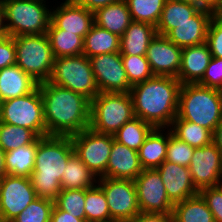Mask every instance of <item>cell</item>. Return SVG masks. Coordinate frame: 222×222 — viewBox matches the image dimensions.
Masks as SVG:
<instances>
[{
	"instance_id": "52a82bcc",
	"label": "cell",
	"mask_w": 222,
	"mask_h": 222,
	"mask_svg": "<svg viewBox=\"0 0 222 222\" xmlns=\"http://www.w3.org/2000/svg\"><path fill=\"white\" fill-rule=\"evenodd\" d=\"M16 65L37 83L48 81L54 64V55L45 34L14 36Z\"/></svg>"
},
{
	"instance_id": "30bf717a",
	"label": "cell",
	"mask_w": 222,
	"mask_h": 222,
	"mask_svg": "<svg viewBox=\"0 0 222 222\" xmlns=\"http://www.w3.org/2000/svg\"><path fill=\"white\" fill-rule=\"evenodd\" d=\"M71 137L74 153L87 168L97 177H106L113 135L101 134L91 128L74 134Z\"/></svg>"
},
{
	"instance_id": "d590c367",
	"label": "cell",
	"mask_w": 222,
	"mask_h": 222,
	"mask_svg": "<svg viewBox=\"0 0 222 222\" xmlns=\"http://www.w3.org/2000/svg\"><path fill=\"white\" fill-rule=\"evenodd\" d=\"M132 20L157 26L166 0H125Z\"/></svg>"
},
{
	"instance_id": "816d5d0a",
	"label": "cell",
	"mask_w": 222,
	"mask_h": 222,
	"mask_svg": "<svg viewBox=\"0 0 222 222\" xmlns=\"http://www.w3.org/2000/svg\"><path fill=\"white\" fill-rule=\"evenodd\" d=\"M213 17L218 21L222 22V2L219 8L213 13Z\"/></svg>"
},
{
	"instance_id": "e575fe53",
	"label": "cell",
	"mask_w": 222,
	"mask_h": 222,
	"mask_svg": "<svg viewBox=\"0 0 222 222\" xmlns=\"http://www.w3.org/2000/svg\"><path fill=\"white\" fill-rule=\"evenodd\" d=\"M38 138L32 130L0 122V147L4 152L34 143Z\"/></svg>"
},
{
	"instance_id": "5bb4252c",
	"label": "cell",
	"mask_w": 222,
	"mask_h": 222,
	"mask_svg": "<svg viewBox=\"0 0 222 222\" xmlns=\"http://www.w3.org/2000/svg\"><path fill=\"white\" fill-rule=\"evenodd\" d=\"M99 93L130 92L129 83L120 52L99 54L89 58Z\"/></svg>"
},
{
	"instance_id": "4dcf8cb0",
	"label": "cell",
	"mask_w": 222,
	"mask_h": 222,
	"mask_svg": "<svg viewBox=\"0 0 222 222\" xmlns=\"http://www.w3.org/2000/svg\"><path fill=\"white\" fill-rule=\"evenodd\" d=\"M46 35L55 58L83 54L84 39L81 36L57 29L52 23Z\"/></svg>"
},
{
	"instance_id": "603a6c76",
	"label": "cell",
	"mask_w": 222,
	"mask_h": 222,
	"mask_svg": "<svg viewBox=\"0 0 222 222\" xmlns=\"http://www.w3.org/2000/svg\"><path fill=\"white\" fill-rule=\"evenodd\" d=\"M156 35L154 25L133 21L120 37V54L145 56L149 43Z\"/></svg>"
},
{
	"instance_id": "7402d4cb",
	"label": "cell",
	"mask_w": 222,
	"mask_h": 222,
	"mask_svg": "<svg viewBox=\"0 0 222 222\" xmlns=\"http://www.w3.org/2000/svg\"><path fill=\"white\" fill-rule=\"evenodd\" d=\"M38 84L17 65L0 70V97L2 102L29 94L38 87Z\"/></svg>"
},
{
	"instance_id": "d4e9b609",
	"label": "cell",
	"mask_w": 222,
	"mask_h": 222,
	"mask_svg": "<svg viewBox=\"0 0 222 222\" xmlns=\"http://www.w3.org/2000/svg\"><path fill=\"white\" fill-rule=\"evenodd\" d=\"M133 22L127 2L107 5L94 12V24L121 37L129 25Z\"/></svg>"
},
{
	"instance_id": "277c9868",
	"label": "cell",
	"mask_w": 222,
	"mask_h": 222,
	"mask_svg": "<svg viewBox=\"0 0 222 222\" xmlns=\"http://www.w3.org/2000/svg\"><path fill=\"white\" fill-rule=\"evenodd\" d=\"M176 118L196 123L213 133L222 120L220 90L199 84H182Z\"/></svg>"
},
{
	"instance_id": "bcb514c9",
	"label": "cell",
	"mask_w": 222,
	"mask_h": 222,
	"mask_svg": "<svg viewBox=\"0 0 222 222\" xmlns=\"http://www.w3.org/2000/svg\"><path fill=\"white\" fill-rule=\"evenodd\" d=\"M77 5L85 7L91 12H95L97 9L103 8L107 5L120 2L122 0H73Z\"/></svg>"
},
{
	"instance_id": "f5cc1de1",
	"label": "cell",
	"mask_w": 222,
	"mask_h": 222,
	"mask_svg": "<svg viewBox=\"0 0 222 222\" xmlns=\"http://www.w3.org/2000/svg\"><path fill=\"white\" fill-rule=\"evenodd\" d=\"M177 1H182L191 5H194L198 9H201V0H177Z\"/></svg>"
},
{
	"instance_id": "681fc988",
	"label": "cell",
	"mask_w": 222,
	"mask_h": 222,
	"mask_svg": "<svg viewBox=\"0 0 222 222\" xmlns=\"http://www.w3.org/2000/svg\"><path fill=\"white\" fill-rule=\"evenodd\" d=\"M222 0H201V10H206L212 14L219 8Z\"/></svg>"
},
{
	"instance_id": "f1b7e54d",
	"label": "cell",
	"mask_w": 222,
	"mask_h": 222,
	"mask_svg": "<svg viewBox=\"0 0 222 222\" xmlns=\"http://www.w3.org/2000/svg\"><path fill=\"white\" fill-rule=\"evenodd\" d=\"M172 222H215L213 214L200 194L174 204Z\"/></svg>"
},
{
	"instance_id": "7c38bea8",
	"label": "cell",
	"mask_w": 222,
	"mask_h": 222,
	"mask_svg": "<svg viewBox=\"0 0 222 222\" xmlns=\"http://www.w3.org/2000/svg\"><path fill=\"white\" fill-rule=\"evenodd\" d=\"M36 198L30 178L5 175L0 179V222H11Z\"/></svg>"
},
{
	"instance_id": "4316f807",
	"label": "cell",
	"mask_w": 222,
	"mask_h": 222,
	"mask_svg": "<svg viewBox=\"0 0 222 222\" xmlns=\"http://www.w3.org/2000/svg\"><path fill=\"white\" fill-rule=\"evenodd\" d=\"M97 179L85 163L73 153L68 158L60 184L62 189H89L97 184Z\"/></svg>"
},
{
	"instance_id": "484cf974",
	"label": "cell",
	"mask_w": 222,
	"mask_h": 222,
	"mask_svg": "<svg viewBox=\"0 0 222 222\" xmlns=\"http://www.w3.org/2000/svg\"><path fill=\"white\" fill-rule=\"evenodd\" d=\"M120 52V37L93 24L84 37L83 55L88 58L99 54Z\"/></svg>"
},
{
	"instance_id": "83f0119b",
	"label": "cell",
	"mask_w": 222,
	"mask_h": 222,
	"mask_svg": "<svg viewBox=\"0 0 222 222\" xmlns=\"http://www.w3.org/2000/svg\"><path fill=\"white\" fill-rule=\"evenodd\" d=\"M198 10L196 6L182 1L166 0L156 26L157 34L165 36L175 25L189 21Z\"/></svg>"
},
{
	"instance_id": "d6a6232c",
	"label": "cell",
	"mask_w": 222,
	"mask_h": 222,
	"mask_svg": "<svg viewBox=\"0 0 222 222\" xmlns=\"http://www.w3.org/2000/svg\"><path fill=\"white\" fill-rule=\"evenodd\" d=\"M154 127L138 117L126 122L115 134L114 140L138 151Z\"/></svg>"
},
{
	"instance_id": "ffe728a7",
	"label": "cell",
	"mask_w": 222,
	"mask_h": 222,
	"mask_svg": "<svg viewBox=\"0 0 222 222\" xmlns=\"http://www.w3.org/2000/svg\"><path fill=\"white\" fill-rule=\"evenodd\" d=\"M142 170L138 152L117 142L113 137L106 177L135 180Z\"/></svg>"
},
{
	"instance_id": "db71d44e",
	"label": "cell",
	"mask_w": 222,
	"mask_h": 222,
	"mask_svg": "<svg viewBox=\"0 0 222 222\" xmlns=\"http://www.w3.org/2000/svg\"><path fill=\"white\" fill-rule=\"evenodd\" d=\"M4 31L3 27V4L2 0H0V33Z\"/></svg>"
},
{
	"instance_id": "5b68a950",
	"label": "cell",
	"mask_w": 222,
	"mask_h": 222,
	"mask_svg": "<svg viewBox=\"0 0 222 222\" xmlns=\"http://www.w3.org/2000/svg\"><path fill=\"white\" fill-rule=\"evenodd\" d=\"M47 0H2L3 27L11 37L45 34L51 23Z\"/></svg>"
},
{
	"instance_id": "2e32d148",
	"label": "cell",
	"mask_w": 222,
	"mask_h": 222,
	"mask_svg": "<svg viewBox=\"0 0 222 222\" xmlns=\"http://www.w3.org/2000/svg\"><path fill=\"white\" fill-rule=\"evenodd\" d=\"M182 48L157 34L149 43L146 58L154 75L178 77Z\"/></svg>"
},
{
	"instance_id": "ab89813d",
	"label": "cell",
	"mask_w": 222,
	"mask_h": 222,
	"mask_svg": "<svg viewBox=\"0 0 222 222\" xmlns=\"http://www.w3.org/2000/svg\"><path fill=\"white\" fill-rule=\"evenodd\" d=\"M168 146L166 151V161L188 167L195 147L188 145L186 142L179 140L174 136L169 128Z\"/></svg>"
},
{
	"instance_id": "9c48e42d",
	"label": "cell",
	"mask_w": 222,
	"mask_h": 222,
	"mask_svg": "<svg viewBox=\"0 0 222 222\" xmlns=\"http://www.w3.org/2000/svg\"><path fill=\"white\" fill-rule=\"evenodd\" d=\"M0 122L32 130L38 137L46 136L43 100L39 87L21 97L3 101Z\"/></svg>"
},
{
	"instance_id": "8fae6325",
	"label": "cell",
	"mask_w": 222,
	"mask_h": 222,
	"mask_svg": "<svg viewBox=\"0 0 222 222\" xmlns=\"http://www.w3.org/2000/svg\"><path fill=\"white\" fill-rule=\"evenodd\" d=\"M97 185L106 196L111 220L131 222L140 214L134 180L101 177Z\"/></svg>"
},
{
	"instance_id": "8d00e7d4",
	"label": "cell",
	"mask_w": 222,
	"mask_h": 222,
	"mask_svg": "<svg viewBox=\"0 0 222 222\" xmlns=\"http://www.w3.org/2000/svg\"><path fill=\"white\" fill-rule=\"evenodd\" d=\"M54 203L60 210L86 220L85 189H62Z\"/></svg>"
},
{
	"instance_id": "1f68e13d",
	"label": "cell",
	"mask_w": 222,
	"mask_h": 222,
	"mask_svg": "<svg viewBox=\"0 0 222 222\" xmlns=\"http://www.w3.org/2000/svg\"><path fill=\"white\" fill-rule=\"evenodd\" d=\"M169 129L179 140L195 148L212 143L213 133L210 130L181 118H175Z\"/></svg>"
},
{
	"instance_id": "b9f144b4",
	"label": "cell",
	"mask_w": 222,
	"mask_h": 222,
	"mask_svg": "<svg viewBox=\"0 0 222 222\" xmlns=\"http://www.w3.org/2000/svg\"><path fill=\"white\" fill-rule=\"evenodd\" d=\"M206 43L212 57L222 58V22L214 17L211 18L208 26Z\"/></svg>"
},
{
	"instance_id": "7bdbcfd3",
	"label": "cell",
	"mask_w": 222,
	"mask_h": 222,
	"mask_svg": "<svg viewBox=\"0 0 222 222\" xmlns=\"http://www.w3.org/2000/svg\"><path fill=\"white\" fill-rule=\"evenodd\" d=\"M16 65L14 38L5 31L0 33V70Z\"/></svg>"
},
{
	"instance_id": "4fadbf2b",
	"label": "cell",
	"mask_w": 222,
	"mask_h": 222,
	"mask_svg": "<svg viewBox=\"0 0 222 222\" xmlns=\"http://www.w3.org/2000/svg\"><path fill=\"white\" fill-rule=\"evenodd\" d=\"M134 183L140 212L172 213L174 204L167 196L157 169H143Z\"/></svg>"
},
{
	"instance_id": "7a4b0ae2",
	"label": "cell",
	"mask_w": 222,
	"mask_h": 222,
	"mask_svg": "<svg viewBox=\"0 0 222 222\" xmlns=\"http://www.w3.org/2000/svg\"><path fill=\"white\" fill-rule=\"evenodd\" d=\"M181 82L172 76L154 75L131 87L134 115L154 128H169L177 116Z\"/></svg>"
},
{
	"instance_id": "f35d334b",
	"label": "cell",
	"mask_w": 222,
	"mask_h": 222,
	"mask_svg": "<svg viewBox=\"0 0 222 222\" xmlns=\"http://www.w3.org/2000/svg\"><path fill=\"white\" fill-rule=\"evenodd\" d=\"M121 58L127 78L132 86L154 76L146 56L121 55Z\"/></svg>"
},
{
	"instance_id": "9f6ffc18",
	"label": "cell",
	"mask_w": 222,
	"mask_h": 222,
	"mask_svg": "<svg viewBox=\"0 0 222 222\" xmlns=\"http://www.w3.org/2000/svg\"><path fill=\"white\" fill-rule=\"evenodd\" d=\"M108 222H129V221H124V220H111V221H108Z\"/></svg>"
},
{
	"instance_id": "6da1fadb",
	"label": "cell",
	"mask_w": 222,
	"mask_h": 222,
	"mask_svg": "<svg viewBox=\"0 0 222 222\" xmlns=\"http://www.w3.org/2000/svg\"><path fill=\"white\" fill-rule=\"evenodd\" d=\"M43 100L46 136H72L89 128L90 100L48 81L38 84Z\"/></svg>"
},
{
	"instance_id": "ee69618b",
	"label": "cell",
	"mask_w": 222,
	"mask_h": 222,
	"mask_svg": "<svg viewBox=\"0 0 222 222\" xmlns=\"http://www.w3.org/2000/svg\"><path fill=\"white\" fill-rule=\"evenodd\" d=\"M199 194L206 201L215 222H222V195L215 187L203 188Z\"/></svg>"
},
{
	"instance_id": "74e56055",
	"label": "cell",
	"mask_w": 222,
	"mask_h": 222,
	"mask_svg": "<svg viewBox=\"0 0 222 222\" xmlns=\"http://www.w3.org/2000/svg\"><path fill=\"white\" fill-rule=\"evenodd\" d=\"M54 205L52 200L37 197L11 222H50Z\"/></svg>"
},
{
	"instance_id": "f907efd6",
	"label": "cell",
	"mask_w": 222,
	"mask_h": 222,
	"mask_svg": "<svg viewBox=\"0 0 222 222\" xmlns=\"http://www.w3.org/2000/svg\"><path fill=\"white\" fill-rule=\"evenodd\" d=\"M5 152L4 150L0 147V179L7 175L6 168H5Z\"/></svg>"
},
{
	"instance_id": "cb8c5ba5",
	"label": "cell",
	"mask_w": 222,
	"mask_h": 222,
	"mask_svg": "<svg viewBox=\"0 0 222 222\" xmlns=\"http://www.w3.org/2000/svg\"><path fill=\"white\" fill-rule=\"evenodd\" d=\"M165 130L154 128L137 151L142 169H157L166 160L168 131Z\"/></svg>"
},
{
	"instance_id": "f546056e",
	"label": "cell",
	"mask_w": 222,
	"mask_h": 222,
	"mask_svg": "<svg viewBox=\"0 0 222 222\" xmlns=\"http://www.w3.org/2000/svg\"><path fill=\"white\" fill-rule=\"evenodd\" d=\"M37 144L38 139L34 143L5 152L7 174L30 178L35 166Z\"/></svg>"
},
{
	"instance_id": "d6986e66",
	"label": "cell",
	"mask_w": 222,
	"mask_h": 222,
	"mask_svg": "<svg viewBox=\"0 0 222 222\" xmlns=\"http://www.w3.org/2000/svg\"><path fill=\"white\" fill-rule=\"evenodd\" d=\"M212 17L211 12L199 9L189 21L175 25L165 36L180 48L203 44Z\"/></svg>"
},
{
	"instance_id": "44dd1931",
	"label": "cell",
	"mask_w": 222,
	"mask_h": 222,
	"mask_svg": "<svg viewBox=\"0 0 222 222\" xmlns=\"http://www.w3.org/2000/svg\"><path fill=\"white\" fill-rule=\"evenodd\" d=\"M212 58L207 43L182 48L181 67L177 79L181 84H197Z\"/></svg>"
},
{
	"instance_id": "11a10c76",
	"label": "cell",
	"mask_w": 222,
	"mask_h": 222,
	"mask_svg": "<svg viewBox=\"0 0 222 222\" xmlns=\"http://www.w3.org/2000/svg\"><path fill=\"white\" fill-rule=\"evenodd\" d=\"M222 195V178L220 181L214 186Z\"/></svg>"
},
{
	"instance_id": "c3c4849f",
	"label": "cell",
	"mask_w": 222,
	"mask_h": 222,
	"mask_svg": "<svg viewBox=\"0 0 222 222\" xmlns=\"http://www.w3.org/2000/svg\"><path fill=\"white\" fill-rule=\"evenodd\" d=\"M212 143L218 148L222 154V120L213 131Z\"/></svg>"
},
{
	"instance_id": "ac0fdd59",
	"label": "cell",
	"mask_w": 222,
	"mask_h": 222,
	"mask_svg": "<svg viewBox=\"0 0 222 222\" xmlns=\"http://www.w3.org/2000/svg\"><path fill=\"white\" fill-rule=\"evenodd\" d=\"M170 201L175 204L199 194L190 170L169 161H163L157 168Z\"/></svg>"
},
{
	"instance_id": "7dc6e473",
	"label": "cell",
	"mask_w": 222,
	"mask_h": 222,
	"mask_svg": "<svg viewBox=\"0 0 222 222\" xmlns=\"http://www.w3.org/2000/svg\"><path fill=\"white\" fill-rule=\"evenodd\" d=\"M50 222H87V221L79 219L69 214L67 211H62L56 205H54Z\"/></svg>"
},
{
	"instance_id": "60d3db41",
	"label": "cell",
	"mask_w": 222,
	"mask_h": 222,
	"mask_svg": "<svg viewBox=\"0 0 222 222\" xmlns=\"http://www.w3.org/2000/svg\"><path fill=\"white\" fill-rule=\"evenodd\" d=\"M197 84L219 90L222 88V58H211L203 78Z\"/></svg>"
},
{
	"instance_id": "8992f818",
	"label": "cell",
	"mask_w": 222,
	"mask_h": 222,
	"mask_svg": "<svg viewBox=\"0 0 222 222\" xmlns=\"http://www.w3.org/2000/svg\"><path fill=\"white\" fill-rule=\"evenodd\" d=\"M135 117L130 92H102L90 101L89 128L101 134H115Z\"/></svg>"
},
{
	"instance_id": "e0dca14e",
	"label": "cell",
	"mask_w": 222,
	"mask_h": 222,
	"mask_svg": "<svg viewBox=\"0 0 222 222\" xmlns=\"http://www.w3.org/2000/svg\"><path fill=\"white\" fill-rule=\"evenodd\" d=\"M51 23L57 29L84 39L94 24V13L77 5L73 0H64L57 8L52 7Z\"/></svg>"
},
{
	"instance_id": "836d02e7",
	"label": "cell",
	"mask_w": 222,
	"mask_h": 222,
	"mask_svg": "<svg viewBox=\"0 0 222 222\" xmlns=\"http://www.w3.org/2000/svg\"><path fill=\"white\" fill-rule=\"evenodd\" d=\"M84 210L87 222L111 221L106 196L97 184L92 188L85 189Z\"/></svg>"
},
{
	"instance_id": "ba28073f",
	"label": "cell",
	"mask_w": 222,
	"mask_h": 222,
	"mask_svg": "<svg viewBox=\"0 0 222 222\" xmlns=\"http://www.w3.org/2000/svg\"><path fill=\"white\" fill-rule=\"evenodd\" d=\"M48 82L82 94L90 101L99 94L91 61L83 54L55 58Z\"/></svg>"
},
{
	"instance_id": "9a60e30c",
	"label": "cell",
	"mask_w": 222,
	"mask_h": 222,
	"mask_svg": "<svg viewBox=\"0 0 222 222\" xmlns=\"http://www.w3.org/2000/svg\"><path fill=\"white\" fill-rule=\"evenodd\" d=\"M195 187H214L222 178V154L213 144L194 149L188 166Z\"/></svg>"
},
{
	"instance_id": "3957f363",
	"label": "cell",
	"mask_w": 222,
	"mask_h": 222,
	"mask_svg": "<svg viewBox=\"0 0 222 222\" xmlns=\"http://www.w3.org/2000/svg\"><path fill=\"white\" fill-rule=\"evenodd\" d=\"M73 153L70 136L48 135L38 138L35 166L30 176L37 197L56 200L62 190V173Z\"/></svg>"
},
{
	"instance_id": "f6af8a7d",
	"label": "cell",
	"mask_w": 222,
	"mask_h": 222,
	"mask_svg": "<svg viewBox=\"0 0 222 222\" xmlns=\"http://www.w3.org/2000/svg\"><path fill=\"white\" fill-rule=\"evenodd\" d=\"M131 222H172V213L140 212Z\"/></svg>"
}]
</instances>
